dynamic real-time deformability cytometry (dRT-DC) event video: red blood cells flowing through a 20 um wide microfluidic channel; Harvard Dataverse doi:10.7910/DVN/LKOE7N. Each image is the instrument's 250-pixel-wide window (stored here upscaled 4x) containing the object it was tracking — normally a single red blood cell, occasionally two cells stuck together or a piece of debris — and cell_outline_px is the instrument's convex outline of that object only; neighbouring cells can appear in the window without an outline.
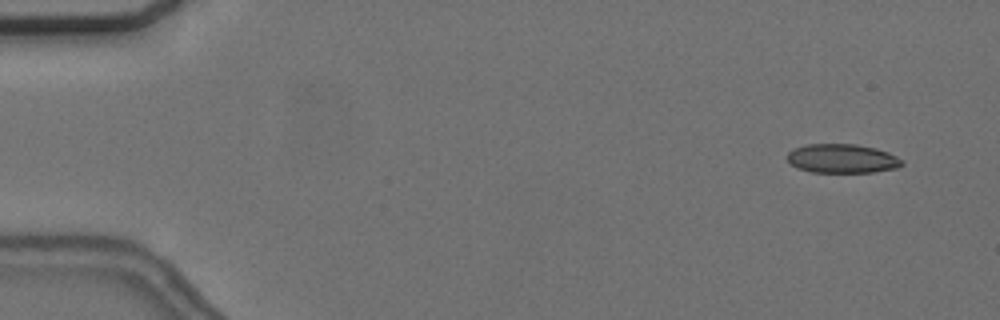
{"species": "common noctule bat (a hibernating species)", "species_latin": "Nyctalus noctula", "temperature_condition": "cold", "stored_images_in_passage": 21, "camera_frame_rate_fps": 3000, "um_per_image_px": 0.085, "animal": {"sex": "female", "body_mass_g": 24.6, "forearm_length_mm": 56.2}, "frame": {"image": 1, "passage_image": 4, "time_ms": 1.0, "image_size_px": [1000, 320], "cell_outline_px": [[904, 164], [900, 168], [872, 172], [812, 172], [796, 168], [788, 160], [788, 152], [796, 148], [808, 144], [856, 144], [876, 148], [888, 152], [904, 160]], "centroid_in_image_um": [71.64, 13.48], "position_along_channel_um": 13.4, "area_um2": 19.48}}